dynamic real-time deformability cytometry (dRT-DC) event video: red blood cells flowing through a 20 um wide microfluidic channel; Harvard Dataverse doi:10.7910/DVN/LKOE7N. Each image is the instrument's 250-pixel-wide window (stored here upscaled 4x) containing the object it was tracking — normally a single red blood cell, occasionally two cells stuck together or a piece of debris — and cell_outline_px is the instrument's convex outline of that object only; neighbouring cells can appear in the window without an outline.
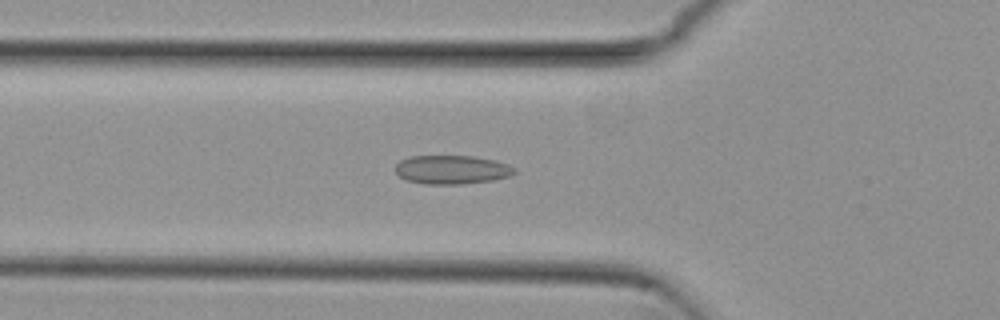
{"species": "common noctule bat (a hibernating species)", "species_latin": "Nyctalus noctula", "temperature_condition": "cold", "stored_images_in_passage": 44, "camera_frame_rate_fps": 3000, "um_per_image_px": 0.085, "animal": {"sex": "female", "body_mass_g": 29.2, "forearm_length_mm": 56.3}, "frame": {"image": 1, "passage_image": 9, "time_ms": 2.667, "image_size_px": [1000, 320], "cell_outline_px": [[516, 172], [512, 176], [492, 180], [464, 184], [424, 184], [408, 180], [400, 176], [396, 172], [396, 164], [400, 160], [412, 156], [472, 156], [496, 160], [508, 164], [516, 168]], "centroid_in_image_um": [38.45, 14.42], "position_along_channel_um": 87.3, "area_um2": 20.06}}
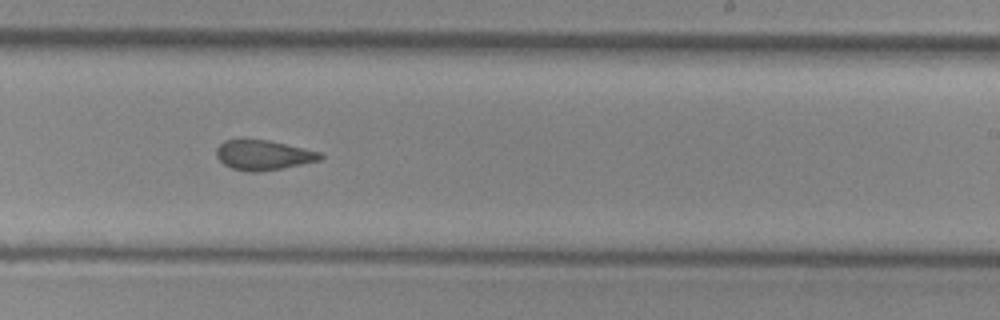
{"frame": {"image": 2, "passage_image": 23, "time_ms": 7.333, "image_size_px": [1000, 320], "cell_outline_px": [[324, 156], [320, 160], [260, 172], [248, 172], [232, 168], [224, 164], [216, 156], [216, 148], [224, 140], [240, 136], [244, 136], [268, 140], [320, 152]], "centroid_in_image_um": [22.3, 13.13], "position_along_channel_um": 266.7, "area_um2": 18.5}}
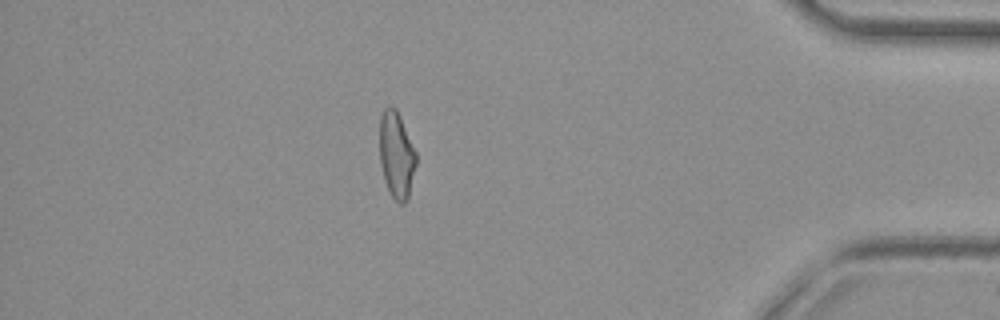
{"frame": {"image": 3, "passage_image": 37, "time_ms": 12.0, "image_size_px": [1000, 320], "cell_outline_px": [[416, 164], [408, 200], [404, 204], [400, 204], [392, 196], [384, 180], [380, 164], [380, 116], [384, 108], [388, 104], [396, 108], [400, 116], [416, 152]], "centroid_in_image_um": [33.7, 13.16], "position_along_channel_um": 401.5, "area_um2": 18.5}, "authors_computed_cell_mechanics": {"area_um2": 18.7561, "velocity_mm_per_s": 3.829, "shape_relaxation_time_tau1_ms": null, "shape_relaxation_time_tau2_ms": 2.1084, "deformation_change_tau1": null, "deformation_change_tau2": 0.077}}